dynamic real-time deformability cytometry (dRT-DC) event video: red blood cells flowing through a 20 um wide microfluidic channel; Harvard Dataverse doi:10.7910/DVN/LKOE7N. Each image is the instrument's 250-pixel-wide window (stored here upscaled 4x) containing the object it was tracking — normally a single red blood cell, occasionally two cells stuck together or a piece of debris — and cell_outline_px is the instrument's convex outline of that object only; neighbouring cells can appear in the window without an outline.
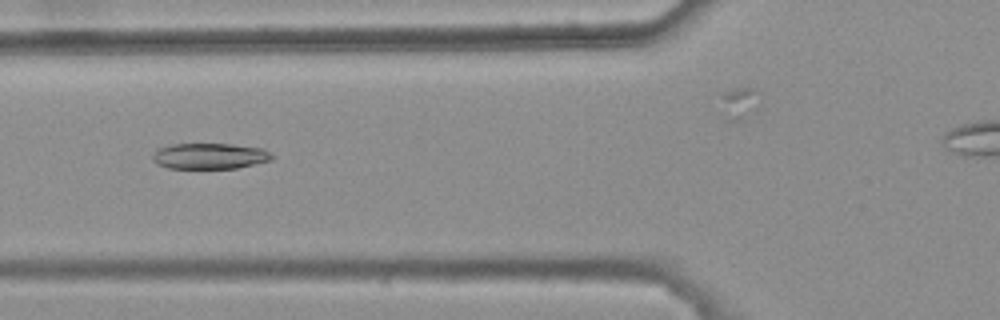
{"species": "common noctule bat (a hibernating species)", "species_latin": "Nyctalus noctula", "temperature_condition": "warm", "stored_images_in_passage": 50, "camera_frame_rate_fps": 3000, "um_per_image_px": 0.085, "animal": {"sex": "female", "body_mass_g": 25.1}, "frame": {"image": 1, "passage_image": 21, "time_ms": 6.667, "image_size_px": [1000, 320], "cell_outline_px": [[272, 160], [236, 168], [168, 168], [156, 164], [152, 160], [152, 156], [160, 148], [172, 144], [232, 144], [264, 148], [272, 156]], "centroid_in_image_um": [17.82, 13.26], "position_along_channel_um": 108.0, "area_um2": 17.86}}
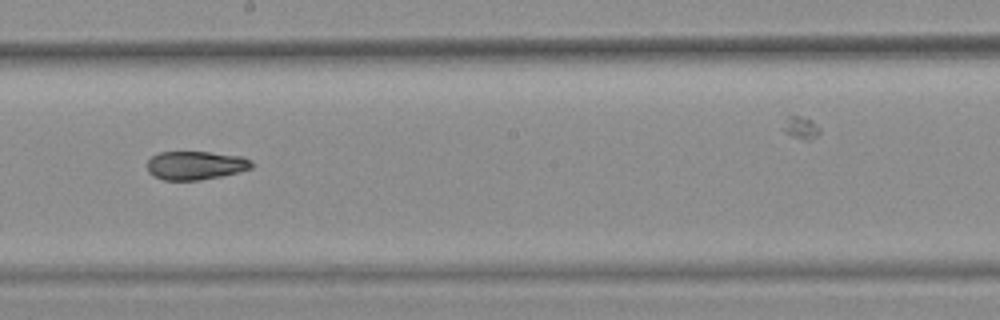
{"frame": {"image": 2, "passage_image": 31, "time_ms": 10.0, "image_size_px": [1000, 320], "cell_outline_px": [[252, 168], [220, 176], [200, 180], [164, 180], [148, 172], [148, 160], [152, 156], [160, 152], [208, 152], [244, 156], [252, 160]], "centroid_in_image_um": [16.64, 14.05], "position_along_channel_um": 231.6, "area_um2": 17.28}}
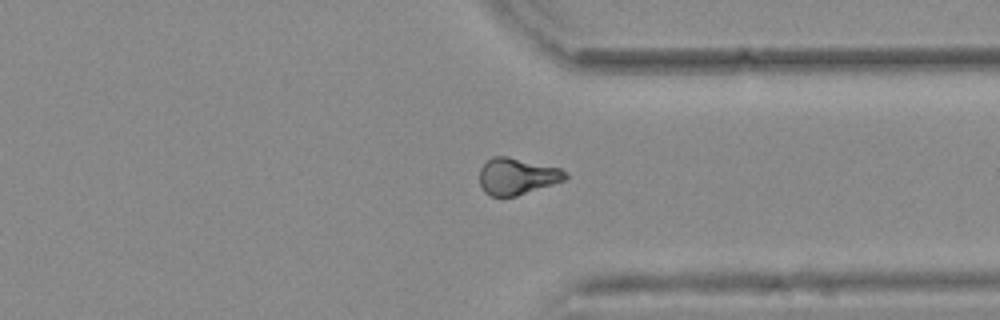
{"frame": {"image": 3, "passage_image": 42, "time_ms": 13.667, "image_size_px": [1000, 320], "cell_outline_px": [[568, 176], [564, 180], [516, 196], [492, 196], [484, 192], [480, 184], [480, 168], [492, 156], [508, 156], [560, 168]], "centroid_in_image_um": [43.92, 14.97], "position_along_channel_um": 367.5, "area_um2": 18.09}, "authors_computed_cell_mechanics": {"area_um2": 18.3804, "velocity_mm_per_s": 3.7108, "shape_relaxation_time_tau1_ms": null, "shape_relaxation_time_tau2_ms": 7.8329, "deformation_change_tau1": null, "deformation_change_tau2": 0.125}}